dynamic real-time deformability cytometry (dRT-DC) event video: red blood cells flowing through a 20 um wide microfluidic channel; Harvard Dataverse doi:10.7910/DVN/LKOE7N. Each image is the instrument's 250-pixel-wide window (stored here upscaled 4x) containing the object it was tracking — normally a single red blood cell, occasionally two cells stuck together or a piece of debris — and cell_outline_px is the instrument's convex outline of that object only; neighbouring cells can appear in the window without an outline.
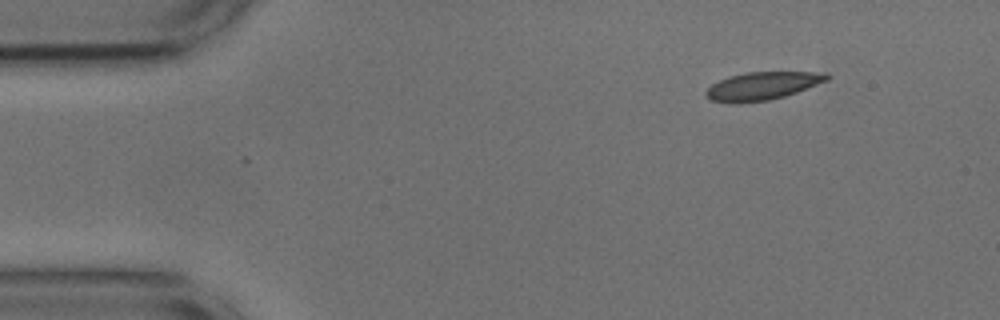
{"species": "common noctule bat (a hibernating species)", "species_latin": "Nyctalus noctula", "temperature_condition": "cold", "stored_images_in_passage": 10, "camera_frame_rate_fps": 3000, "um_per_image_px": 0.085, "animal": {"sex": "male", "body_mass_g": 17.9, "forearm_length_mm": 54.2}, "frame": {"image": 1, "passage_image": 1, "time_ms": 0.0, "image_size_px": [1000, 320], "cell_outline_px": [[832, 76], [828, 80], [796, 92], [784, 96], [768, 100], [736, 104], [728, 104], [712, 100], [704, 92], [712, 84], [728, 76], [748, 72], [828, 72]], "centroid_in_image_um": [64.8, 7.3], "position_along_channel_um": 20.2, "area_um2": 19.77}}